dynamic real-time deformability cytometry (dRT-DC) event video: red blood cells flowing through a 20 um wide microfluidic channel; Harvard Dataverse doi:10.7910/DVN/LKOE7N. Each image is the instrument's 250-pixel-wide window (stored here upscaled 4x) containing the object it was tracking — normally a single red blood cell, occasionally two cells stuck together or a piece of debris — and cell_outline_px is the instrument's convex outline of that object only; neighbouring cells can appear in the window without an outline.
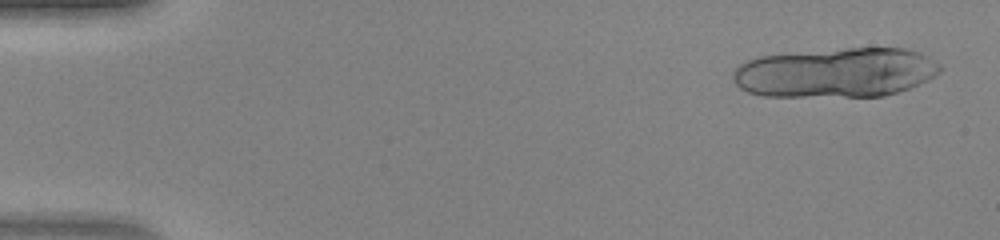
{"species": "human", "species_latin": "Homo sapiens", "temperature_condition": "warm", "stored_images_in_passage": 16, "camera_frame_rate_fps": 3000, "um_per_image_px": 0.085, "donor": {"sex": "female"}, "frame": {"image": 1, "passage_image": 2, "time_ms": 0.333, "image_size_px": [1000, 240], "cell_outline_px": [[944, 68], [936, 76], [928, 80], [908, 88], [884, 96], [764, 96], [748, 92], [740, 88], [732, 80], [732, 72], [740, 64], [748, 60], [760, 56], [848, 48], [904, 48], [920, 52], [940, 64]], "centroid_in_image_um": [71.06, 6.17], "position_along_channel_um": 13.9, "area_um2": 59.82}}